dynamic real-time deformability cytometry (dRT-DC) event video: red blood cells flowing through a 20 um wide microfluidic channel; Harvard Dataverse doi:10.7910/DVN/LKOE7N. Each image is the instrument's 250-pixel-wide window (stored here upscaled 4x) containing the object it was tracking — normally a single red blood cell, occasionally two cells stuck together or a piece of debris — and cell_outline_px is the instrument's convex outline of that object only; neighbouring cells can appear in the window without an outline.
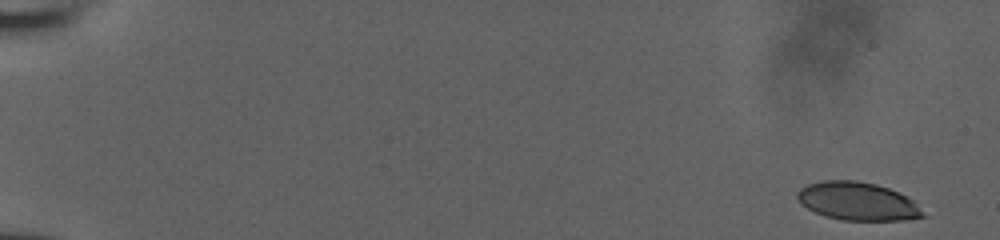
{"species": "human", "species_latin": "Homo sapiens", "temperature_condition": "room temperature", "stored_images_in_passage": 51, "camera_frame_rate_fps": 3000, "um_per_image_px": 0.085, "donor": {"sex": "male"}, "frame": {"image": 1, "passage_image": 1, "time_ms": 0.0, "image_size_px": [1000, 240], "cell_outline_px": [[928, 216], [904, 220], [844, 220], [824, 216], [800, 204], [796, 196], [796, 192], [800, 188], [808, 184], [824, 180], [856, 180], [876, 184], [888, 188], [912, 200]], "centroid_in_image_um": [72.87, 17.11], "position_along_channel_um": 12.1, "area_um2": 27.86}}
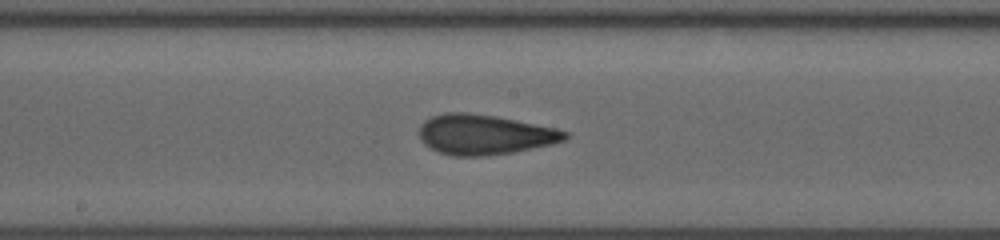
{"frame": {"image": 2, "passage_image": 29, "time_ms": 9.333, "image_size_px": [1000, 240], "cell_outline_px": [[568, 136], [564, 140], [552, 144], [512, 152], [484, 156], [452, 156], [428, 148], [420, 140], [420, 124], [424, 120], [432, 116], [444, 112], [464, 112], [496, 116], [556, 128], [568, 132]], "centroid_in_image_um": [41.14, 11.43], "position_along_channel_um": 207.1, "area_um2": 34.04}}
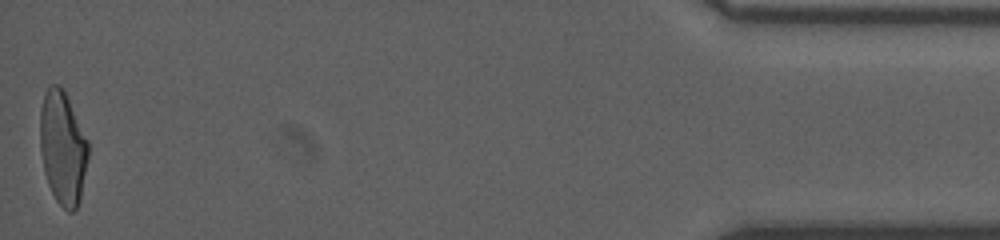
{"frame": {"image": 3, "passage_image": 51, "time_ms": 16.667, "image_size_px": [1000, 240], "cell_outline_px": [[88, 156], [80, 200], [76, 208], [72, 212], [68, 212], [56, 200], [48, 184], [44, 172], [40, 148], [40, 108], [44, 92], [48, 84], [60, 84], [88, 140]], "centroid_in_image_um": [5.31, 12.55], "position_along_channel_um": 429.9, "area_um2": 31.73}}